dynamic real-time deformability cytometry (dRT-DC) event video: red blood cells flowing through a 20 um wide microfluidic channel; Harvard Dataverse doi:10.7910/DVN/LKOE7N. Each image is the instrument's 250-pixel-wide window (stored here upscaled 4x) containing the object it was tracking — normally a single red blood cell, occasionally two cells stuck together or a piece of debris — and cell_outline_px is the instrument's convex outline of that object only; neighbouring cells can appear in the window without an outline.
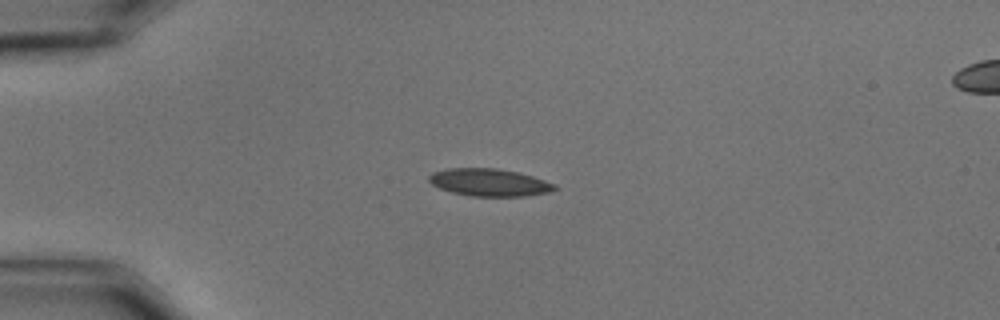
{"species": "common noctule bat (a hibernating species)", "species_latin": "Nyctalus noctula", "temperature_condition": "cold", "stored_images_in_passage": 44, "camera_frame_rate_fps": 3000, "um_per_image_px": 0.085, "animal": {"sex": "male", "body_mass_g": 15.6}, "frame": {"image": 1, "passage_image": 1, "time_ms": 0.0, "image_size_px": [1000, 320], "cell_outline_px": [[560, 188], [548, 192], [528, 196], [472, 196], [452, 192], [440, 188], [432, 184], [428, 180], [428, 176], [432, 172], [448, 168], [496, 168], [516, 172], [532, 176], [556, 184]], "centroid_in_image_um": [41.6, 15.5], "position_along_channel_um": 43.4, "area_um2": 20.11}}
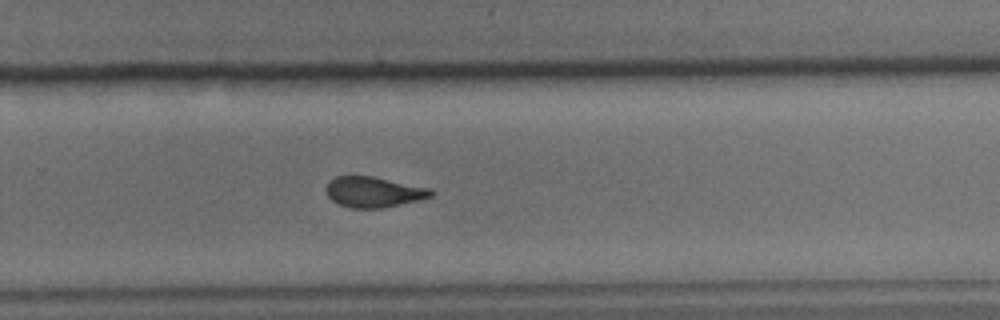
{"frame": {"image": 2, "passage_image": 25, "time_ms": 8.0, "image_size_px": [1000, 320], "cell_outline_px": [[436, 192], [432, 196], [400, 204], [380, 208], [348, 208], [336, 204], [328, 196], [324, 188], [328, 180], [336, 176], [372, 176], [432, 188]], "centroid_in_image_um": [31.72, 16.31], "position_along_channel_um": 298.1, "area_um2": 18.9}}
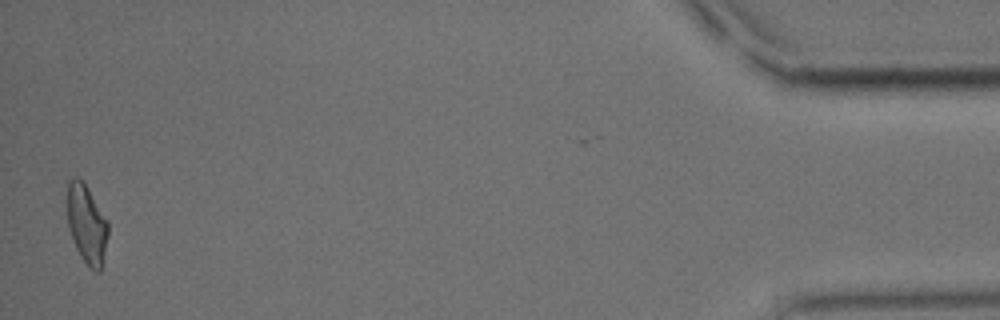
{"frame": {"image": 3, "passage_image": 43, "time_ms": 14.0, "image_size_px": [1000, 320], "cell_outline_px": [[108, 236], [100, 272], [96, 272], [88, 268], [80, 256], [76, 248], [68, 228], [68, 180], [72, 176], [76, 176], [84, 180], [108, 220]], "centroid_in_image_um": [7.38, 19.03], "position_along_channel_um": 427.8, "area_um2": 19.13}, "authors_computed_cell_mechanics": {"area_um2": 19.363, "velocity_mm_per_s": 3.523, "shape_relaxation_time_tau1_ms": 5.3332, "shape_relaxation_time_tau2_ms": 1.5788, "deformation_change_tau1": 0.1643, "deformation_change_tau2": 0.0742}}